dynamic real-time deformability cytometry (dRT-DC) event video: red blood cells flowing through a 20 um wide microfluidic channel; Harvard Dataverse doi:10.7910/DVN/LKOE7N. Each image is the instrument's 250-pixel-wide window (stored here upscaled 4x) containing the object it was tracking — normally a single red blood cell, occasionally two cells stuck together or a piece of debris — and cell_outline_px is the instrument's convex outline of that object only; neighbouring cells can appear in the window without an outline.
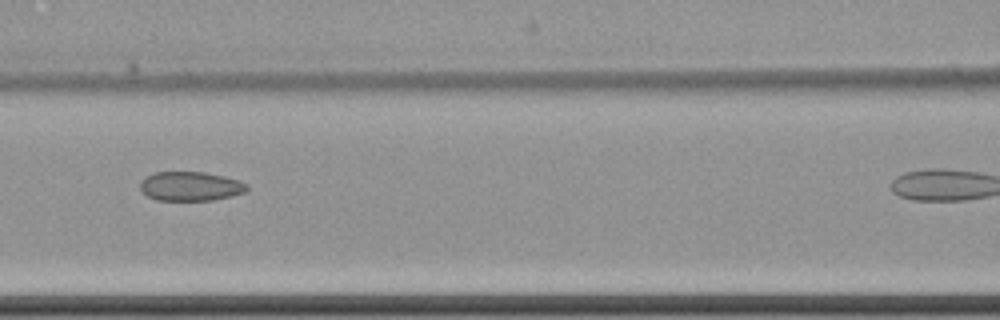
{"species": "common noctule bat (a hibernating species)", "species_latin": "Nyctalus noctula", "temperature_condition": "cold", "stored_images_in_passage": 9, "camera_frame_rate_fps": 3000, "um_per_image_px": 0.085, "animal": {"sex": "female", "body_mass_g": 22.7, "forearm_length_mm": 54.2}, "frame": {"image": 1, "passage_image": 4, "time_ms": 3.667, "image_size_px": [1000, 320], "cell_outline_px": [[248, 188], [244, 192], [212, 200], [156, 200], [148, 196], [140, 188], [140, 180], [156, 172], [204, 172], [224, 176], [248, 184]], "centroid_in_image_um": [16.17, 15.83], "position_along_channel_um": 150.4, "area_um2": 17.92}}
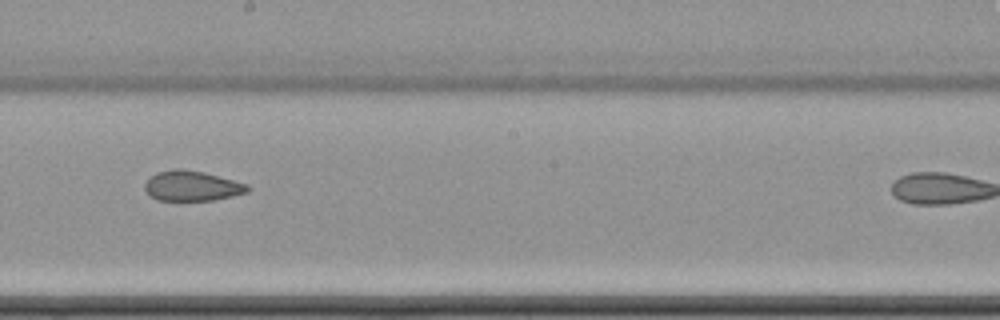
{"frame": {"image": 2, "passage_image": 6, "time_ms": 6.0, "image_size_px": [1000, 320], "cell_outline_px": [[252, 188], [248, 192], [216, 200], [156, 200], [148, 196], [144, 188], [144, 184], [156, 172], [172, 168], [180, 168], [204, 172], [248, 184]], "centroid_in_image_um": [16.31, 15.8], "position_along_channel_um": 231.9, "area_um2": 18.26}}
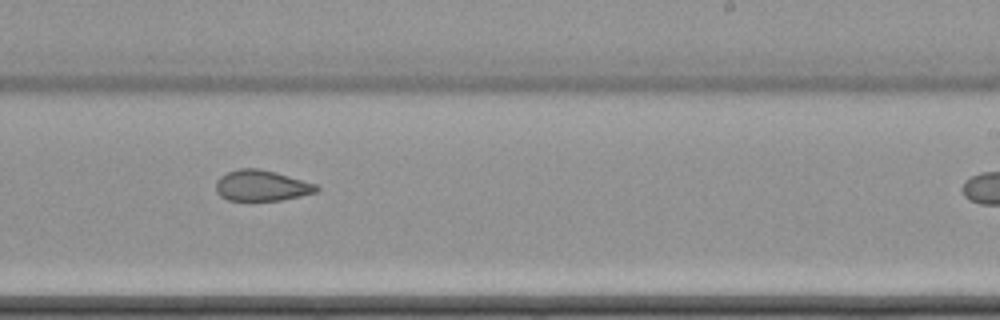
{"frame": {"image": 3, "passage_image": 7, "time_ms": 7.0, "image_size_px": [1000, 320], "cell_outline_px": [[320, 188], [316, 192], [284, 200], [228, 200], [220, 196], [216, 192], [216, 180], [220, 176], [228, 172], [240, 168], [256, 168], [276, 172], [316, 184]], "centroid_in_image_um": [22.22, 15.78], "position_along_channel_um": 266.8, "area_um2": 18.03}}